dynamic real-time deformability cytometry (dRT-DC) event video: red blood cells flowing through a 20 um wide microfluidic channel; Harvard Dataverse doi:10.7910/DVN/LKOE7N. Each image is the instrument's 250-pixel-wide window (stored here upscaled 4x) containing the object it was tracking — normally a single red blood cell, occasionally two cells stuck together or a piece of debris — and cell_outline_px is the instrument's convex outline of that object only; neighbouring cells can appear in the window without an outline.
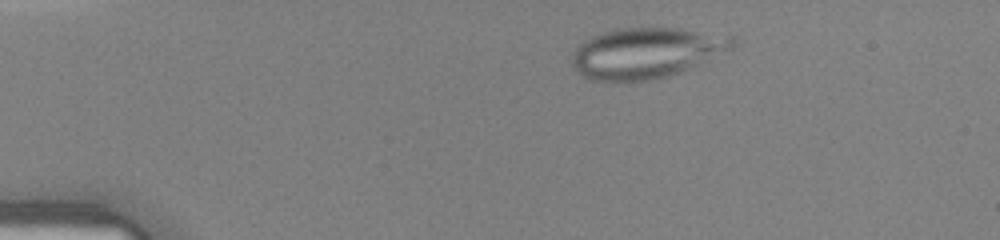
{"species": "human", "species_latin": "Homo sapiens", "temperature_condition": "warm", "stored_images_in_passage": 42, "camera_frame_rate_fps": 3000, "um_per_image_px": 0.085, "donor": {"sex": "female"}, "frame": {"image": 1, "passage_image": 7, "time_ms": 2.0, "image_size_px": [1000, 240], "cell_outline_px": [[736, 44], [732, 48], [680, 72], [668, 76], [652, 80], [628, 84], [588, 80], [580, 76], [576, 72], [572, 64], [572, 52], [584, 40], [592, 36], [604, 32], [620, 28], [676, 28], [736, 36]], "centroid_in_image_um": [54.86, 4.54], "position_along_channel_um": 30.1, "area_um2": 48.03}}